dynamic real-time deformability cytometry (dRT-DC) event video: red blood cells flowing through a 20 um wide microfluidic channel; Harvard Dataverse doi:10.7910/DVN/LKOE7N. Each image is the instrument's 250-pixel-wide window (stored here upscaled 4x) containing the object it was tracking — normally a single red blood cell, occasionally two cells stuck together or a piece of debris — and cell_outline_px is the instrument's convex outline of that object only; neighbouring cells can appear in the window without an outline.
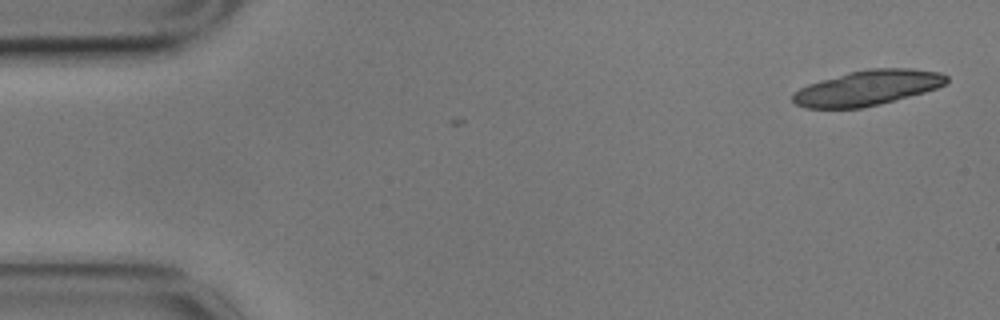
{"species": "common noctule bat (a hibernating species)", "species_latin": "Nyctalus noctula", "temperature_condition": "cold", "stored_images_in_passage": 2, "camera_frame_rate_fps": 3000, "um_per_image_px": 0.085, "animal": {"sex": "male", "body_mass_g": 17.9}, "frame": {"image": 1, "passage_image": 2, "time_ms": 0.333, "image_size_px": [1000, 320], "cell_outline_px": [[948, 80], [944, 84], [936, 88], [924, 92], [880, 104], [860, 108], [804, 108], [796, 104], [792, 100], [792, 92], [808, 84], [820, 80], [848, 72], [868, 68], [908, 68], [940, 72], [948, 76]], "centroid_in_image_um": [73.7, 7.46], "position_along_channel_um": 11.3, "area_um2": 31.5}}